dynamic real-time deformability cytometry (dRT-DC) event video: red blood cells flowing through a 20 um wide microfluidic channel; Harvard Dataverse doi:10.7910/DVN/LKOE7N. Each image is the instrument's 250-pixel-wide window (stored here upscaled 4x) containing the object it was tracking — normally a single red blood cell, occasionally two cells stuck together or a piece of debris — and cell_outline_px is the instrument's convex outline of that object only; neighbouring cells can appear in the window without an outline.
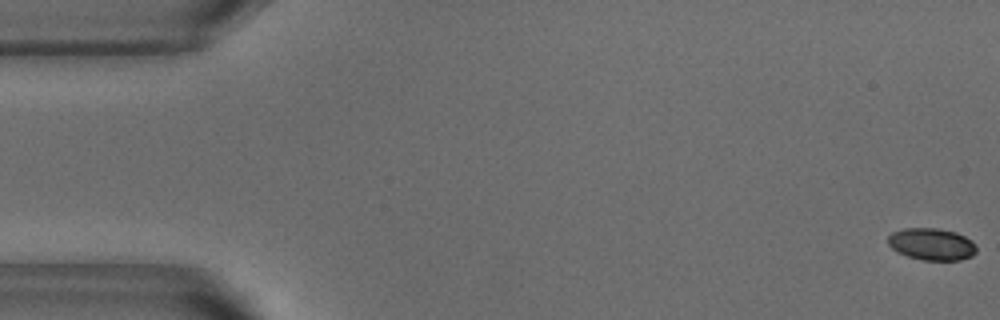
{"species": "common noctule bat (a hibernating species)", "species_latin": "Nyctalus noctula", "temperature_condition": "warm", "stored_images_in_passage": 54, "segment_of_instrument_passage": [1, 2], "camera_frame_rate_fps": 3000, "um_per_image_px": 0.085, "animal": {"sex": "male", "body_mass_g": 18.8}, "frame": {"image": 1, "passage_image": 1, "time_ms": 0.0, "image_size_px": [1000, 320], "cell_outline_px": [[976, 252], [972, 256], [960, 260], [920, 260], [896, 252], [888, 244], [888, 236], [892, 232], [904, 228], [940, 228], [956, 232], [972, 240], [976, 244]], "centroid_in_image_um": [79.2, 20.75], "position_along_channel_um": 5.8, "area_um2": 16.7}}
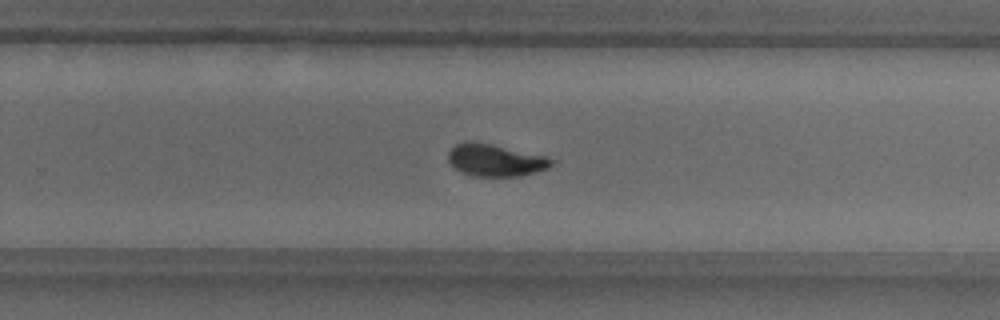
{"frame": {"image": 2, "passage_image": 34, "time_ms": 11.0, "image_size_px": [1000, 320], "cell_outline_px": [[556, 160], [548, 168], [520, 176], [476, 176], [464, 172], [456, 168], [448, 160], [448, 152], [456, 144], [472, 140], [492, 144], [544, 156]], "centroid_in_image_um": [42.11, 13.6], "position_along_channel_um": 287.7, "area_um2": 19.07}}
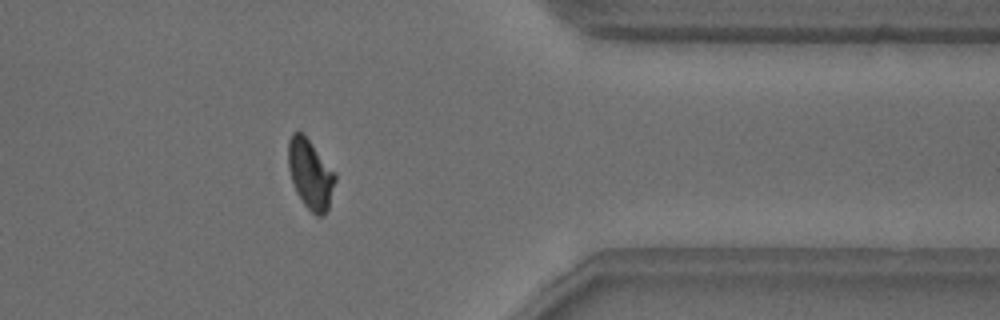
{"frame": {"image": 3, "passage_image": 43, "time_ms": 14.0, "image_size_px": [1000, 320], "cell_outline_px": [[336, 180], [328, 208], [320, 216], [316, 216], [304, 204], [296, 192], [288, 168], [288, 140], [292, 132], [304, 132], [336, 172]], "centroid_in_image_um": [26.38, 14.74], "position_along_channel_um": 385.0, "area_um2": 19.25}}